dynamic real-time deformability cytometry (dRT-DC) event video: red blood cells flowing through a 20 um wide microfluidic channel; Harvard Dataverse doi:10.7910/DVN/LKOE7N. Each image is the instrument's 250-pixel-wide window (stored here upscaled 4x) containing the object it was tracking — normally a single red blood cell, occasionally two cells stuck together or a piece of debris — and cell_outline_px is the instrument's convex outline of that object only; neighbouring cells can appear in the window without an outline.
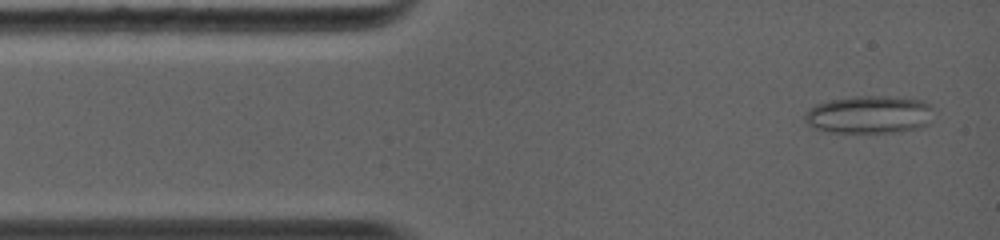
{"species": "common noctule bat (a hibernating species)", "species_latin": "Nyctalus noctula", "temperature_condition": "warm", "stored_images_in_passage": 36, "camera_frame_rate_fps": 5000, "um_per_image_px": 0.085, "animal": {"sex": "female", "body_mass_g": 19.0, "forearm_length_mm": 56.7}, "frame": {"image": 1, "passage_image": 3, "time_ms": 0.4, "image_size_px": [1000, 240], "cell_outline_px": [[932, 108], [928, 124], [916, 128], [896, 132], [832, 132], [812, 128], [804, 120], [804, 112], [808, 108], [816, 104], [828, 100], [856, 96], [888, 96], [920, 100], [928, 104]], "centroid_in_image_um": [73.81, 9.74], "position_along_channel_um": 11.2, "area_um2": 28.26}}
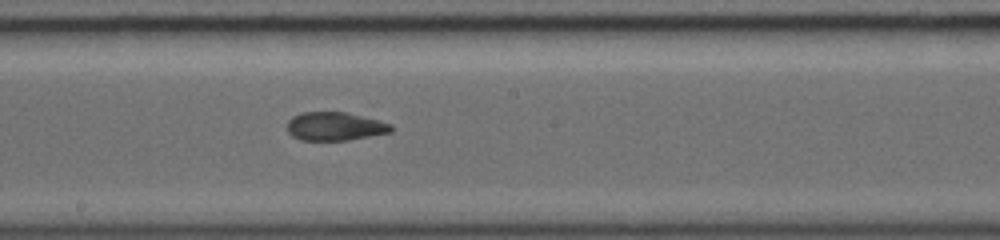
{"frame": {"image": 2, "passage_image": 15, "time_ms": 6.4, "image_size_px": [1000, 240], "cell_outline_px": [[392, 132], [348, 140], [300, 140], [292, 136], [288, 132], [288, 120], [292, 116], [304, 112], [348, 112], [392, 124]], "centroid_in_image_um": [28.46, 10.74], "position_along_channel_um": 219.7, "area_um2": 17.22}}
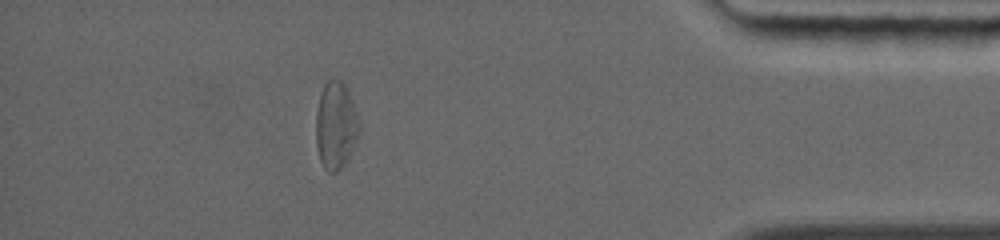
{"frame": {"image": 3, "passage_image": 27, "time_ms": 11.6, "image_size_px": [1000, 240], "cell_outline_px": [[360, 132], [348, 156], [340, 168], [336, 172], [328, 172], [324, 168], [320, 160], [316, 144], [316, 112], [320, 92], [324, 84], [328, 80], [340, 80], [344, 84], [348, 92], [356, 112], [360, 128]], "centroid_in_image_um": [28.51, 10.65], "position_along_channel_um": 406.7, "area_um2": 21.68}, "authors_computed_cell_mechanics": {"area_um2": 21.2704, "velocity_mm_per_s": 4.4236, "shape_relaxation_time_tau1_ms": null, "shape_relaxation_time_tau2_ms": 1.4941, "deformation_change_tau1": null, "deformation_change_tau2": 0.064}}